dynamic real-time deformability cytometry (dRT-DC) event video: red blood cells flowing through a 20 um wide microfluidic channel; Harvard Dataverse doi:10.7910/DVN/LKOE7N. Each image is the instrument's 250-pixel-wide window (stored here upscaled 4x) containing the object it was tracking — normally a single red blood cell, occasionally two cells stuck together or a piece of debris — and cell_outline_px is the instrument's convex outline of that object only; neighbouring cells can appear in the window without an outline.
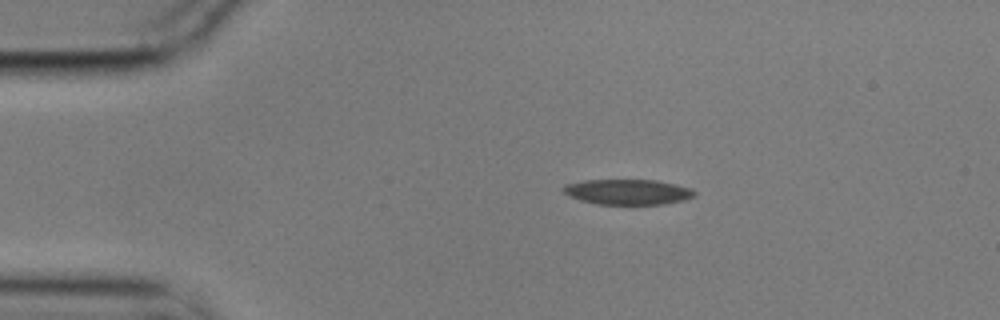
{"species": "common noctule bat (a hibernating species)", "species_latin": "Nyctalus noctula", "temperature_condition": "cold", "stored_images_in_passage": 4, "camera_frame_rate_fps": 3000, "um_per_image_px": 0.085, "animal": {"sex": "male", "body_mass_g": 17.9}, "frame": {"image": 1, "passage_image": 1, "time_ms": 0.0, "image_size_px": [1000, 320], "cell_outline_px": [[696, 196], [684, 200], [664, 204], [596, 204], [580, 200], [564, 192], [560, 188], [564, 184], [584, 180], [656, 180], [676, 184], [692, 188], [696, 192]], "centroid_in_image_um": [53.38, 16.31], "position_along_channel_um": 31.6, "area_um2": 19.48}}
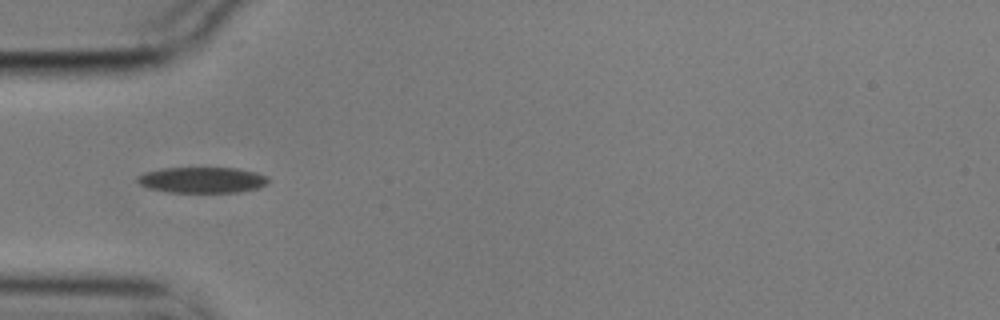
{"frame": {"image": 2, "passage_image": 3, "time_ms": 0.667, "image_size_px": [1000, 320], "cell_outline_px": [[268, 184], [260, 188], [240, 192], [168, 192], [148, 188], [140, 184], [136, 180], [136, 176], [144, 172], [164, 168], [236, 168], [256, 172], [268, 176]], "centroid_in_image_um": [17.2, 15.3], "position_along_channel_um": 67.8, "area_um2": 19.88}}
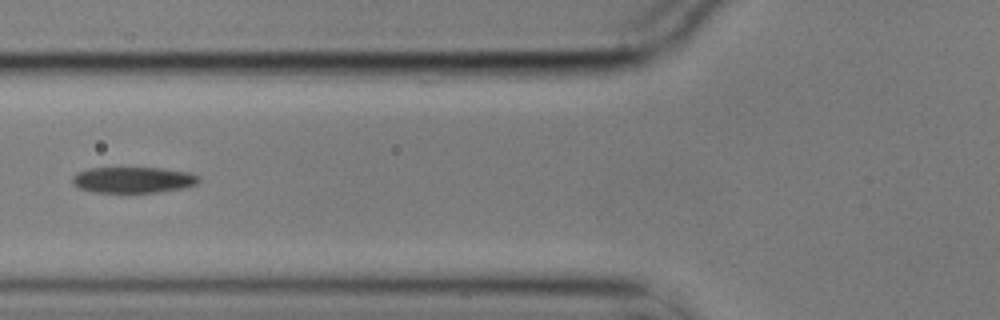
{"frame": {"image": 3, "passage_image": 4, "time_ms": 1.0, "image_size_px": [1000, 320], "cell_outline_px": [[200, 180], [196, 184], [184, 188], [156, 192], [92, 192], [76, 188], [72, 184], [72, 176], [76, 172], [88, 168], [160, 168], [188, 172], [200, 176]], "centroid_in_image_um": [11.27, 15.29], "position_along_channel_um": 114.5, "area_um2": 19.31}}